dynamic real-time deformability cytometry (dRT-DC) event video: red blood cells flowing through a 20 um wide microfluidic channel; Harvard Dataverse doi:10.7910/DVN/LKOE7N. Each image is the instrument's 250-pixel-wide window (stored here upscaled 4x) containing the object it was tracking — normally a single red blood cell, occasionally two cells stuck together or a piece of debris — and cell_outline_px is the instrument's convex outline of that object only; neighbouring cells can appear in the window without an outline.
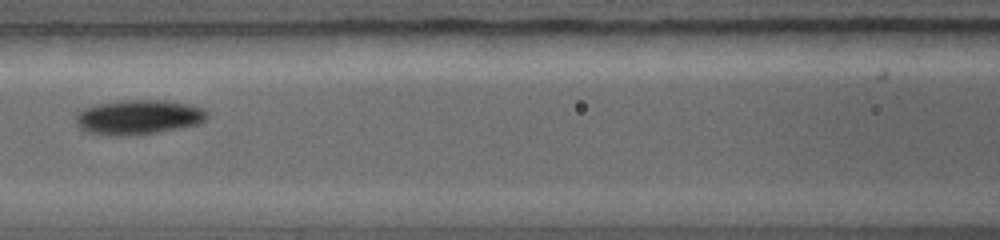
{"species": "common noctule bat (a hibernating species)", "species_latin": "Nyctalus noctula", "temperature_condition": "warm", "stored_images_in_passage": 10, "camera_frame_rate_fps": 5000, "um_per_image_px": 0.085, "animal": {"sex": "female", "body_mass_g": 19.0, "forearm_length_mm": 56.7}, "frame": {"image": 1, "passage_image": 6, "time_ms": 2.0, "image_size_px": [1000, 240], "cell_outline_px": [[208, 116], [200, 124], [180, 128], [156, 132], [128, 136], [108, 136], [88, 132], [80, 128], [76, 124], [76, 112], [84, 108], [96, 104], [124, 100], [168, 100], [192, 104], [204, 108], [208, 112]], "centroid_in_image_um": [11.79, 9.95], "position_along_channel_um": 154.8, "area_um2": 26.93}}